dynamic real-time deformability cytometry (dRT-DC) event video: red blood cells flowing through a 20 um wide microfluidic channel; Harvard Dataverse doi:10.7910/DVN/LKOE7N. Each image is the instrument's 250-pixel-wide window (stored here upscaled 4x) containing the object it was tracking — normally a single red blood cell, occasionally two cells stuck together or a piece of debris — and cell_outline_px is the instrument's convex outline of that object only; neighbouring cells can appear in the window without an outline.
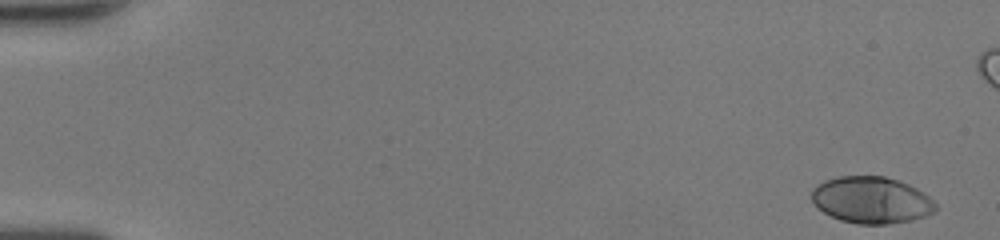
{"species": "human", "species_latin": "Homo sapiens", "temperature_condition": "room temperature", "stored_images_in_passage": 50, "camera_frame_rate_fps": 3000, "um_per_image_px": 0.085, "donor": {"sex": "female"}, "frame": {"image": 1, "passage_image": 1, "time_ms": 0.0, "image_size_px": [1000, 240], "cell_outline_px": [[936, 212], [912, 220], [888, 224], [856, 224], [840, 220], [816, 208], [812, 200], [812, 188], [816, 184], [824, 180], [836, 176], [884, 176], [900, 180], [924, 192], [936, 204]], "centroid_in_image_um": [74.05, 16.99], "position_along_channel_um": 10.9, "area_um2": 34.04}}
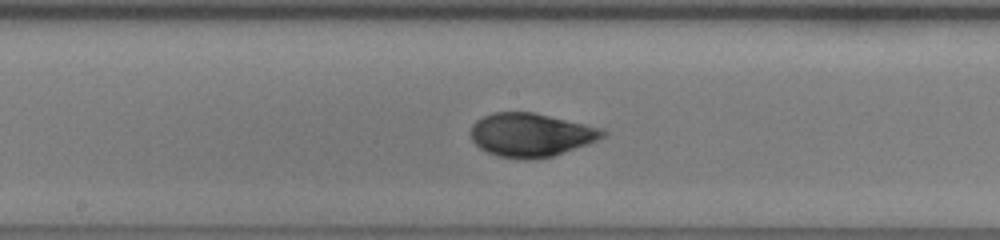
{"frame": {"image": 2, "passage_image": 27, "time_ms": 8.667, "image_size_px": [1000, 240], "cell_outline_px": [[608, 132], [604, 136], [588, 144], [552, 156], [528, 160], [524, 160], [496, 156], [480, 148], [472, 140], [472, 124], [480, 116], [492, 112], [532, 112], [604, 128]], "centroid_in_image_um": [45.12, 11.46], "position_along_channel_um": 203.1, "area_um2": 33.58}}
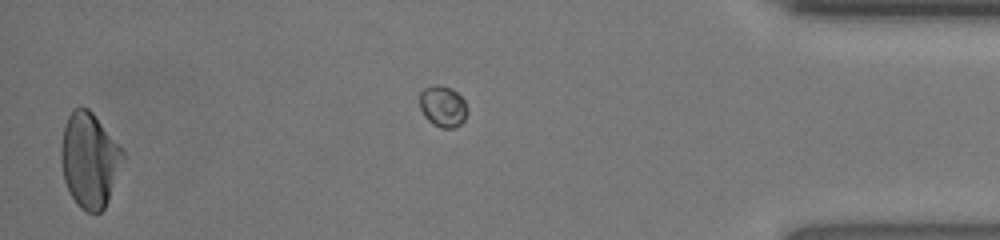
{"frame": {"image": 3, "passage_image": 49, "time_ms": 16.0, "image_size_px": [1000, 240], "cell_outline_px": [[124, 156], [108, 200], [104, 208], [100, 212], [88, 212], [80, 208], [76, 204], [68, 192], [64, 180], [60, 160], [60, 144], [64, 124], [72, 108], [88, 108], [92, 112], [120, 144], [124, 152]], "centroid_in_image_um": [7.57, 13.58], "position_along_channel_um": 427.6, "area_um2": 34.33}, "authors_computed_cell_mechanics": {"area_um2": 33.2061, "velocity_mm_per_s": 4.2027, "shape_relaxation_time_tau1_ms": 3.7028, "shape_relaxation_time_tau2_ms": null, "deformation_change_tau1": 0.1891, "deformation_change_tau2": null}}